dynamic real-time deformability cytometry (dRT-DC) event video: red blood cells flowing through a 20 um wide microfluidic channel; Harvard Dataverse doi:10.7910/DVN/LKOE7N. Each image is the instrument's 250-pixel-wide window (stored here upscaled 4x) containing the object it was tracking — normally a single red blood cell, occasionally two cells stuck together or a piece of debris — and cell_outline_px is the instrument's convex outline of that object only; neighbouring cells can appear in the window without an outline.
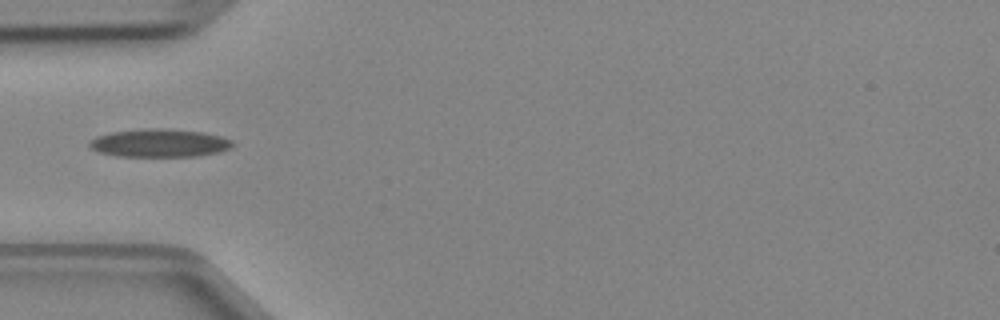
{"species": "Egyptian fruit bat (a non-hibernating species)", "species_latin": "Rousettus aegyptiacus", "temperature_condition": "cold", "stored_images_in_passage": 5, "camera_frame_rate_fps": 3000, "um_per_image_px": 0.085, "animal": {"sex": "female"}, "frame": {"image": 1, "passage_image": 4, "time_ms": 1.0, "image_size_px": [1000, 320], "cell_outline_px": [[236, 144], [232, 148], [220, 152], [196, 156], [116, 156], [100, 152], [92, 148], [88, 144], [88, 140], [96, 136], [112, 132], [148, 128], [164, 128], [200, 132], [220, 136], [232, 140]], "centroid_in_image_um": [13.57, 12.16], "position_along_channel_um": 71.4, "area_um2": 23.47}}